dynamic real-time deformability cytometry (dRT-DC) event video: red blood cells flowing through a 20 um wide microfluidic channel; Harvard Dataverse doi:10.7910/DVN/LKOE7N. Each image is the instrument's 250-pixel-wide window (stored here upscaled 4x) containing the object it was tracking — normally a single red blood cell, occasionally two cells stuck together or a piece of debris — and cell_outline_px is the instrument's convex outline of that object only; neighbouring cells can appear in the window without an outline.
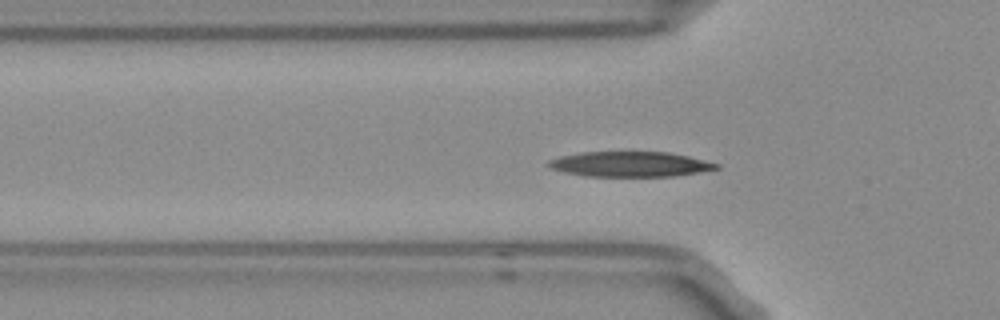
{"species": "Egyptian fruit bat (a non-hibernating species)", "species_latin": "Rousettus aegyptiacus", "temperature_condition": "room temperature", "stored_images_in_passage": 48, "camera_frame_rate_fps": 3000, "um_per_image_px": 0.085, "frame": {"image": 1, "passage_image": 10, "time_ms": 3.0, "image_size_px": [1000, 320], "cell_outline_px": [[720, 168], [700, 172], [672, 176], [584, 176], [564, 172], [548, 168], [548, 160], [560, 156], [580, 152], [668, 152], [688, 156], [720, 164]], "centroid_in_image_um": [53.53, 13.95], "position_along_channel_um": 72.3, "area_um2": 24.62}}
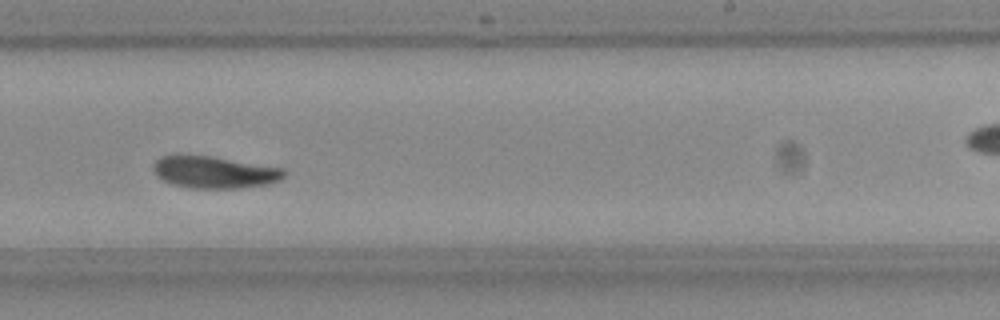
{"frame": {"image": 2, "passage_image": 26, "time_ms": 8.333, "image_size_px": [1000, 320], "cell_outline_px": [[288, 172], [280, 180], [268, 184], [240, 188], [188, 188], [172, 184], [156, 176], [152, 168], [152, 164], [160, 156], [176, 152], [212, 156], [284, 168]], "centroid_in_image_um": [18.16, 14.6], "position_along_channel_um": 270.8, "area_um2": 25.2}}
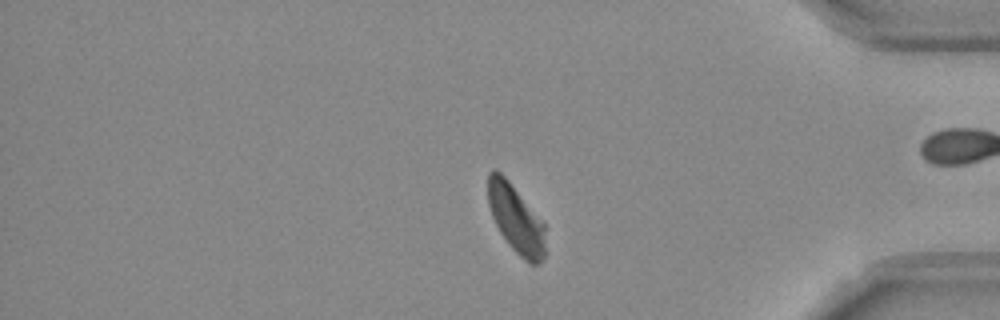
{"frame": {"image": 3, "passage_image": 38, "time_ms": 12.333, "image_size_px": [1000, 320], "cell_outline_px": [[544, 256], [540, 264], [528, 264], [508, 244], [500, 232], [492, 216], [488, 204], [488, 172], [492, 168], [496, 168], [508, 180], [544, 224]], "centroid_in_image_um": [43.82, 18.61], "position_along_channel_um": 391.4, "area_um2": 22.48}, "authors_computed_cell_mechanics": {"area_um2": 24.4205, "velocity_mm_per_s": 3.7224, "shape_relaxation_time_tau1_ms": 3.7604, "shape_relaxation_time_tau2_ms": 3.5779, "deformation_change_tau1": 0.1635, "deformation_change_tau2": 0.0933}}